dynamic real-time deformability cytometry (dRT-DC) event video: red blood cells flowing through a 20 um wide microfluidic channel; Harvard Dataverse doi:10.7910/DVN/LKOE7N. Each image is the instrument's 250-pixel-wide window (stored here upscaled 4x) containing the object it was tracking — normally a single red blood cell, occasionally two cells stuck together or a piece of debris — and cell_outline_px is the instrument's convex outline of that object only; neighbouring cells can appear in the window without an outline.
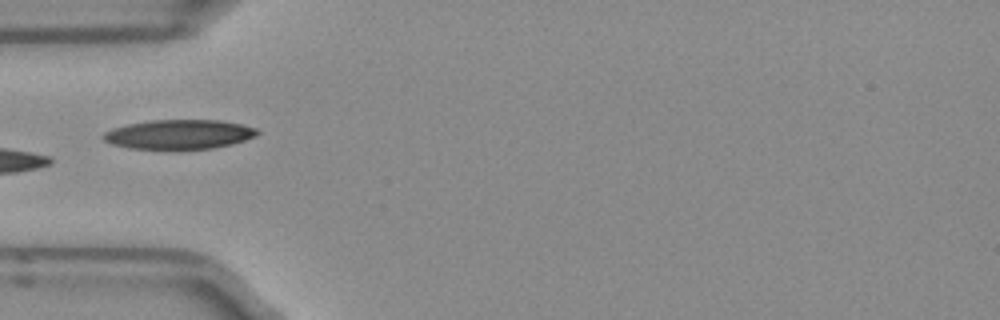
{"species": "Egyptian fruit bat (a non-hibernating species)", "species_latin": "Rousettus aegyptiacus", "temperature_condition": "room temperature", "stored_images_in_passage": 5, "camera_frame_rate_fps": 3000, "um_per_image_px": 0.085, "frame": {"image": 1, "passage_image": 5, "time_ms": 1.333, "image_size_px": [1000, 320], "cell_outline_px": [[260, 132], [256, 136], [244, 140], [212, 148], [128, 148], [112, 144], [104, 140], [100, 136], [104, 132], [112, 128], [128, 124], [152, 120], [220, 120], [240, 124], [256, 128]], "centroid_in_image_um": [15.19, 11.4], "position_along_channel_um": 69.8, "area_um2": 26.01}}